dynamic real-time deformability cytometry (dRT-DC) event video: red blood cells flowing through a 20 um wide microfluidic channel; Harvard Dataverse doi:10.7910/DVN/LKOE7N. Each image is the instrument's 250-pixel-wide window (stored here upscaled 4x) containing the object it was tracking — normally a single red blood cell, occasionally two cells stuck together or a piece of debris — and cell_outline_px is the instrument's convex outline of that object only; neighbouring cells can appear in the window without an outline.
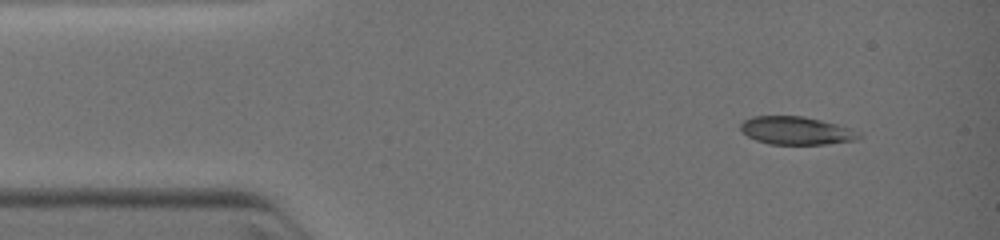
{"species": "common noctule bat (a hibernating species)", "species_latin": "Nyctalus noctula", "temperature_condition": "warm", "stored_images_in_passage": 3, "camera_frame_rate_fps": 3000, "um_per_image_px": 0.085, "animal": {"sex": "female", "body_mass_g": 19.0, "forearm_length_mm": 51.5}, "frame": {"image": 1, "passage_image": 1, "time_ms": 0.0, "image_size_px": [1000, 240], "cell_outline_px": [[864, 136], [856, 140], [824, 144], [768, 144], [756, 140], [748, 136], [740, 128], [740, 124], [744, 120], [752, 116], [804, 116], [836, 124], [860, 132]], "centroid_in_image_um": [67.69, 11.1], "position_along_channel_um": 17.3, "area_um2": 19.25}}
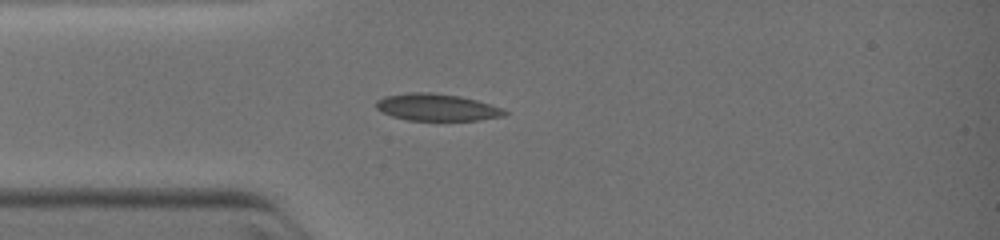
{"frame": {"image": 2, "passage_image": 3, "time_ms": 2.0, "image_size_px": [1000, 240], "cell_outline_px": [[508, 112], [504, 116], [480, 120], [408, 120], [392, 116], [376, 108], [376, 100], [384, 96], [408, 92], [432, 92], [460, 96], [476, 100], [504, 108]], "centroid_in_image_um": [37.14, 9.11], "position_along_channel_um": 47.9, "area_um2": 20.29}}